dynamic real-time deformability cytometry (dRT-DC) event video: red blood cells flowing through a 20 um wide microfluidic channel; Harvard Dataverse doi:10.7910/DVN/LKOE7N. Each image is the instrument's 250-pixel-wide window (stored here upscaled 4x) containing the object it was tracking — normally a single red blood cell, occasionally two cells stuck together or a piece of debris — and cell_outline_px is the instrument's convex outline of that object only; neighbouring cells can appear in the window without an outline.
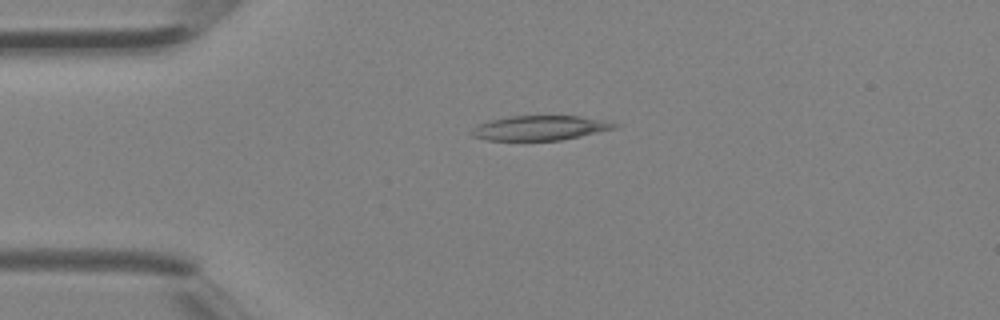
{"species": "Egyptian fruit bat (a non-hibernating species)", "species_latin": "Rousettus aegyptiacus", "temperature_condition": "room temperature", "stored_images_in_passage": 3, "camera_frame_rate_fps": 3000, "um_per_image_px": 0.085, "animal": {"sex": "female"}, "frame": {"image": 1, "passage_image": 3, "time_ms": 0.667, "image_size_px": [1000, 320], "cell_outline_px": [[624, 124], [616, 128], [580, 136], [560, 140], [488, 140], [472, 136], [468, 132], [476, 124], [508, 116], [580, 116], [604, 120]], "centroid_in_image_um": [45.9, 10.87], "position_along_channel_um": 39.1, "area_um2": 20.63}}